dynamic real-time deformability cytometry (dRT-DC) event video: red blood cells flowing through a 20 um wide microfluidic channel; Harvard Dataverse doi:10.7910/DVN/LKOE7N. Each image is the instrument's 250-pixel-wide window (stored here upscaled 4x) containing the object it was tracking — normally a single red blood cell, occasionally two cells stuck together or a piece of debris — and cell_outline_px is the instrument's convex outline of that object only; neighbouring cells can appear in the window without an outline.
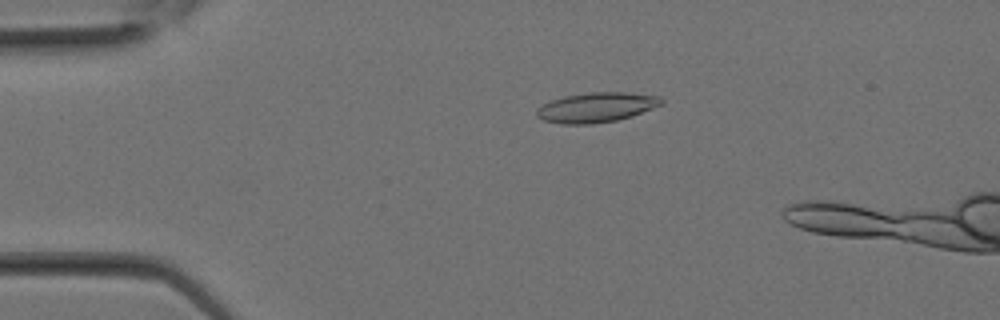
{"species": "Egyptian fruit bat (a non-hibernating species)", "species_latin": "Rousettus aegyptiacus", "temperature_condition": "room temperature", "stored_images_in_passage": 7, "camera_frame_rate_fps": 3000, "um_per_image_px": 0.085, "animal": {"sex": "female"}, "frame": {"image": 1, "passage_image": 6, "time_ms": 1.667, "image_size_px": [1000, 320], "cell_outline_px": [[664, 100], [660, 104], [632, 116], [616, 120], [592, 124], [560, 124], [544, 120], [536, 116], [536, 108], [552, 100], [564, 96], [592, 92], [624, 92], [660, 96]], "centroid_in_image_um": [50.66, 9.13], "position_along_channel_um": 34.3, "area_um2": 21.5}}